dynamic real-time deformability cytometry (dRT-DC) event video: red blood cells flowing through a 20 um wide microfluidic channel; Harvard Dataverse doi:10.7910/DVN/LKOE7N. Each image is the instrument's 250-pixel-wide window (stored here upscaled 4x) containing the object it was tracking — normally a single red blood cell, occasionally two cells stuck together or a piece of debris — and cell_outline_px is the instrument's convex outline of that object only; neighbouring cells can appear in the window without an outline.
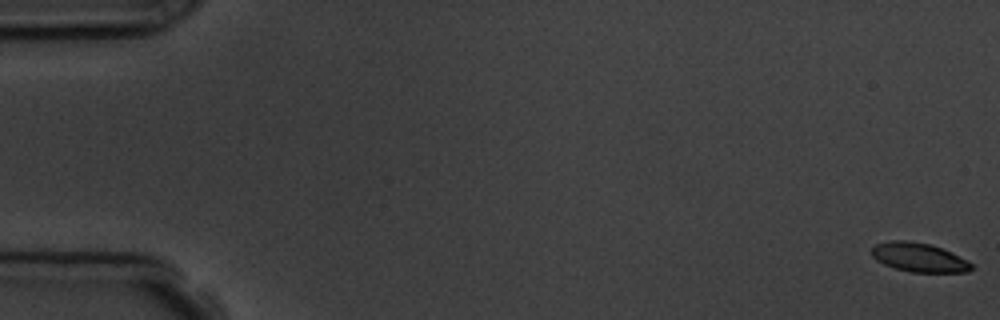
{"species": "common noctule bat (a hibernating species)", "species_latin": "Nyctalus noctula", "temperature_condition": "room temperature", "stored_images_in_passage": 7, "camera_frame_rate_fps": 3000, "um_per_image_px": 0.085, "animal": {"sex": "male", "body_mass_g": 19.5, "forearm_length_mm": 54.6}, "frame": {"image": 1, "passage_image": 1, "time_ms": 0.0, "image_size_px": [1000, 320], "cell_outline_px": [[972, 268], [968, 272], [912, 272], [896, 268], [884, 264], [876, 260], [872, 256], [872, 248], [876, 244], [892, 240], [904, 240], [928, 244], [940, 248], [968, 260], [972, 264]], "centroid_in_image_um": [78.1, 21.88], "position_along_channel_um": 6.9, "area_um2": 16.59}}
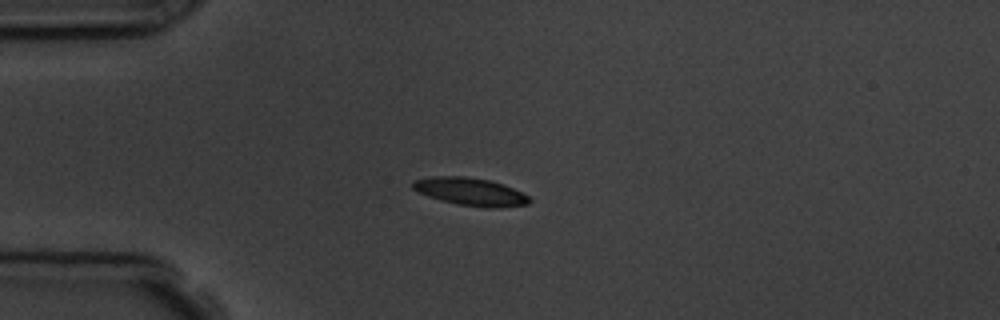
{"frame": {"image": 2, "passage_image": 5, "time_ms": 4.667, "image_size_px": [1000, 320], "cell_outline_px": [[532, 200], [528, 204], [496, 208], [484, 208], [456, 204], [440, 200], [416, 192], [412, 188], [412, 180], [432, 176], [464, 176], [488, 180], [504, 184], [528, 196]], "centroid_in_image_um": [39.95, 16.29], "position_along_channel_um": 45.1, "area_um2": 19.02}}